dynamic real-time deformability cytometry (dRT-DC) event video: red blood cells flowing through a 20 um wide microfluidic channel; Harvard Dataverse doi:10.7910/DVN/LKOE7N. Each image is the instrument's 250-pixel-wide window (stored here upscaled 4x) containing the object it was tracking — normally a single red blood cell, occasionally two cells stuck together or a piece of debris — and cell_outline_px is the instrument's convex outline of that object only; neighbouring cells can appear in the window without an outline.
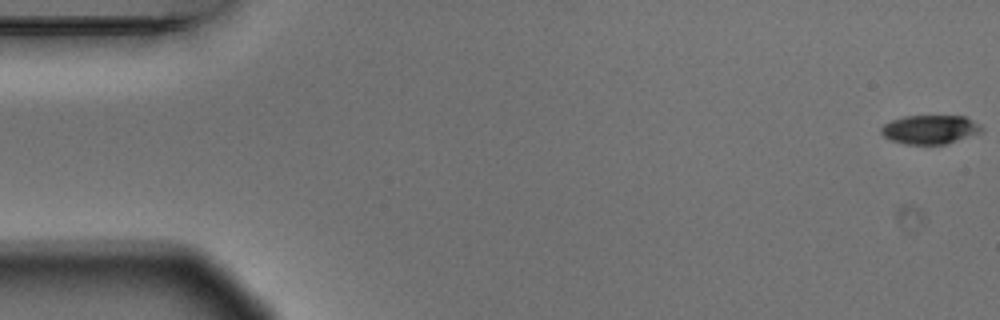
{"species": "Egyptian fruit bat (a non-hibernating species)", "species_latin": "Rousettus aegyptiacus", "temperature_condition": "warm", "stored_images_in_passage": 4, "camera_frame_rate_fps": 3000, "um_per_image_px": 0.085, "animal": {"sex": "male"}, "frame": {"image": 1, "passage_image": 1, "time_ms": 0.0, "image_size_px": [1000, 320], "cell_outline_px": [[984, 128], [980, 132], [944, 144], [904, 144], [892, 140], [884, 136], [880, 132], [880, 128], [884, 124], [892, 120], [904, 116], [964, 116], [980, 124]], "centroid_in_image_um": [79.02, 11.0], "position_along_channel_um": 6.0, "area_um2": 16.7}}